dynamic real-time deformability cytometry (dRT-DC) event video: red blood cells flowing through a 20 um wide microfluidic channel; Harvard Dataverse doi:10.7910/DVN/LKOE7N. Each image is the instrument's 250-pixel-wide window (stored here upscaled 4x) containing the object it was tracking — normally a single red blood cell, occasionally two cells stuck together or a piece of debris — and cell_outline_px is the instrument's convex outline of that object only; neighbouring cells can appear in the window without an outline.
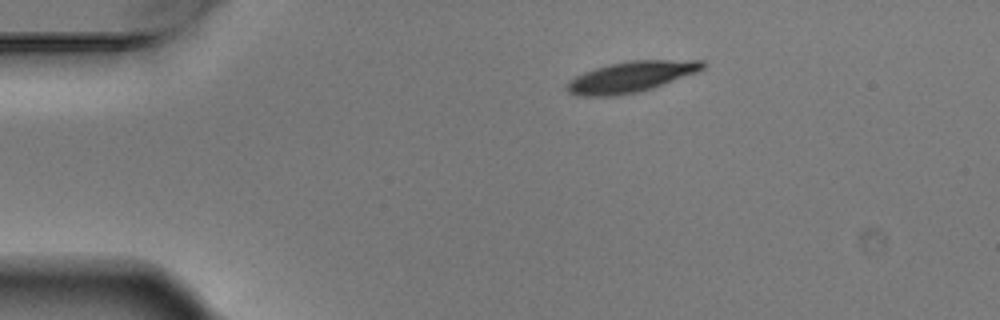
{"species": "Egyptian fruit bat (a non-hibernating species)", "species_latin": "Rousettus aegyptiacus", "temperature_condition": "warm", "stored_images_in_passage": 5, "camera_frame_rate_fps": 3000, "um_per_image_px": 0.085, "animal": {"sex": "male"}, "frame": {"image": 1, "passage_image": 1, "time_ms": 0.0, "image_size_px": [1000, 320], "cell_outline_px": [[708, 64], [704, 68], [696, 72], [652, 88], [636, 92], [612, 96], [580, 96], [568, 92], [564, 88], [564, 84], [568, 80], [584, 72], [596, 68], [628, 60], [704, 60]], "centroid_in_image_um": [53.61, 6.52], "position_along_channel_um": 31.4, "area_um2": 24.28}}
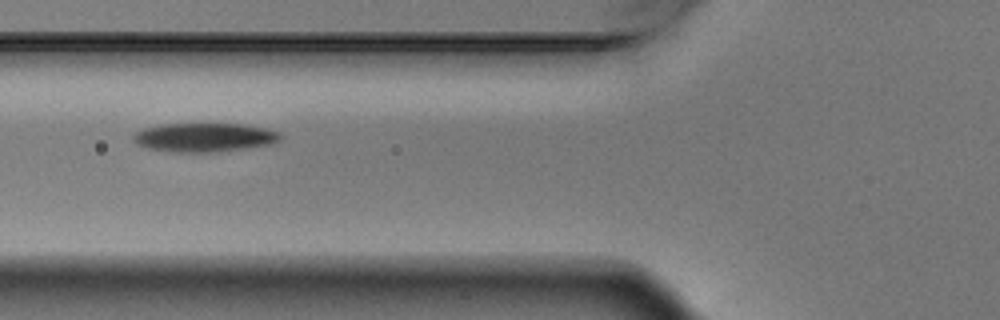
{"frame": {"image": 2, "passage_image": 4, "time_ms": 1.0, "image_size_px": [1000, 320], "cell_outline_px": [[284, 136], [280, 140], [272, 144], [208, 152], [180, 152], [148, 148], [136, 144], [132, 140], [132, 136], [136, 132], [144, 128], [160, 124], [244, 124], [264, 128], [280, 132]], "centroid_in_image_um": [17.36, 11.66], "position_along_channel_um": 108.4, "area_um2": 24.51}}
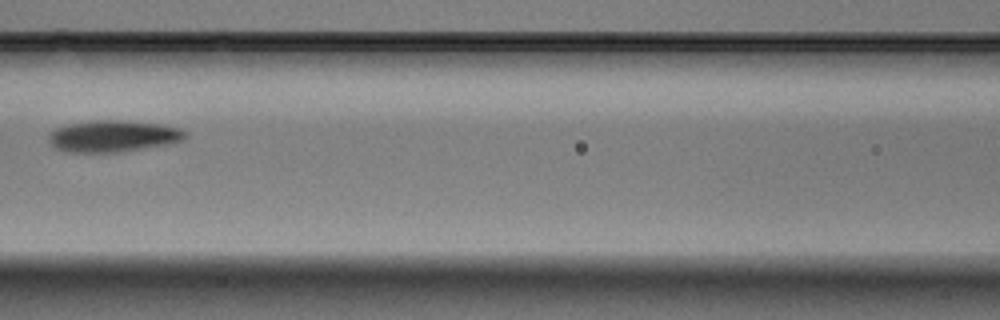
{"frame": {"image": 3, "passage_image": 5, "time_ms": 1.333, "image_size_px": [1000, 320], "cell_outline_px": [[184, 140], [168, 144], [120, 152], [72, 152], [56, 148], [48, 140], [48, 136], [56, 128], [68, 124], [96, 120], [120, 120], [160, 124], [180, 128], [184, 132]], "centroid_in_image_um": [9.61, 11.57], "position_along_channel_um": 157.0, "area_um2": 24.85}}